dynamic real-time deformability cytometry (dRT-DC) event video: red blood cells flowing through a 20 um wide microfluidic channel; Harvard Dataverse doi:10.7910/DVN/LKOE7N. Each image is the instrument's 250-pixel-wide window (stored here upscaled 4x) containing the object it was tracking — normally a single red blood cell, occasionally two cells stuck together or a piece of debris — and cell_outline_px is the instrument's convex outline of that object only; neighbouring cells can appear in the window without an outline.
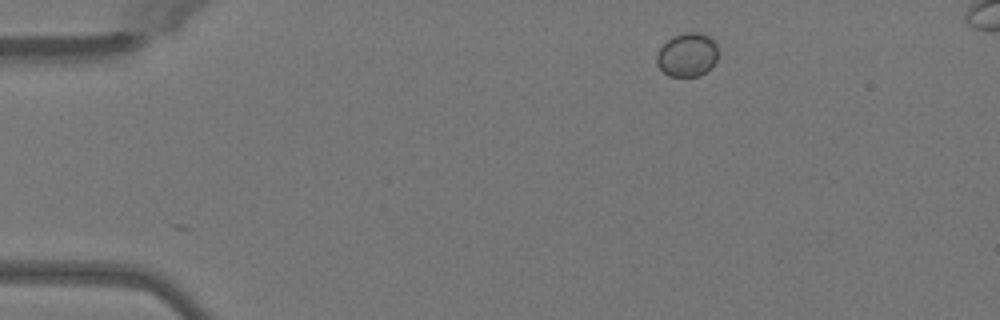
{"species": "Egyptian fruit bat (a non-hibernating species)", "species_latin": "Rousettus aegyptiacus", "temperature_condition": "warm", "stored_images_in_passage": 33, "camera_frame_rate_fps": 3000, "um_per_image_px": 0.085, "animal": {"sex": "female"}, "frame": {"image": 1, "passage_image": 1, "time_ms": 0.0, "image_size_px": [1000, 320], "cell_outline_px": [[716, 60], [712, 68], [700, 76], [668, 76], [656, 64], [656, 56], [660, 48], [672, 36], [684, 32], [700, 32], [708, 36], [716, 44]], "centroid_in_image_um": [58.41, 4.66], "position_along_channel_um": 26.6, "area_um2": 15.66}}
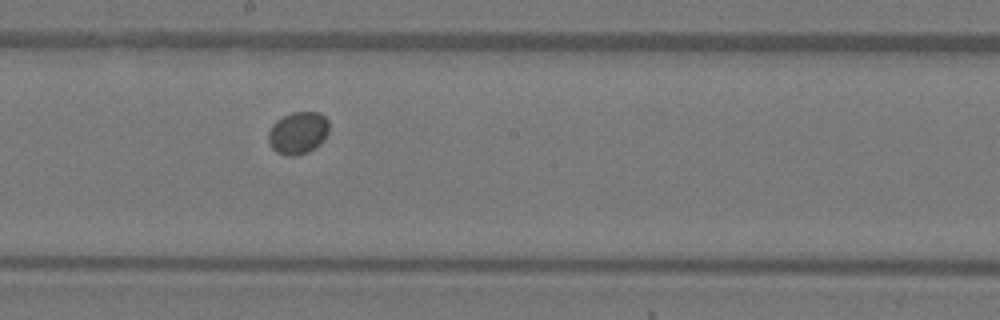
{"frame": {"image": 2, "passage_image": 21, "time_ms": 6.667, "image_size_px": [1000, 320], "cell_outline_px": [[328, 132], [324, 140], [320, 144], [308, 152], [296, 156], [288, 156], [276, 152], [272, 148], [268, 140], [268, 132], [272, 124], [276, 120], [292, 112], [320, 112], [328, 120]], "centroid_in_image_um": [25.33, 11.3], "position_along_channel_um": 222.9, "area_um2": 15.09}}
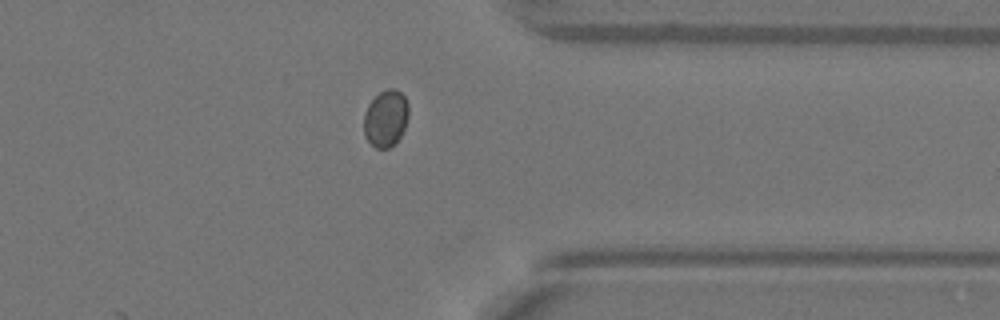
{"frame": {"image": 3, "passage_image": 33, "time_ms": 10.667, "image_size_px": [1000, 320], "cell_outline_px": [[408, 116], [404, 128], [400, 136], [388, 148], [376, 148], [364, 136], [364, 112], [368, 104], [380, 92], [388, 88], [396, 88], [404, 96], [408, 104]], "centroid_in_image_um": [32.78, 10.03], "position_along_channel_um": 378.6, "area_um2": 14.68}}